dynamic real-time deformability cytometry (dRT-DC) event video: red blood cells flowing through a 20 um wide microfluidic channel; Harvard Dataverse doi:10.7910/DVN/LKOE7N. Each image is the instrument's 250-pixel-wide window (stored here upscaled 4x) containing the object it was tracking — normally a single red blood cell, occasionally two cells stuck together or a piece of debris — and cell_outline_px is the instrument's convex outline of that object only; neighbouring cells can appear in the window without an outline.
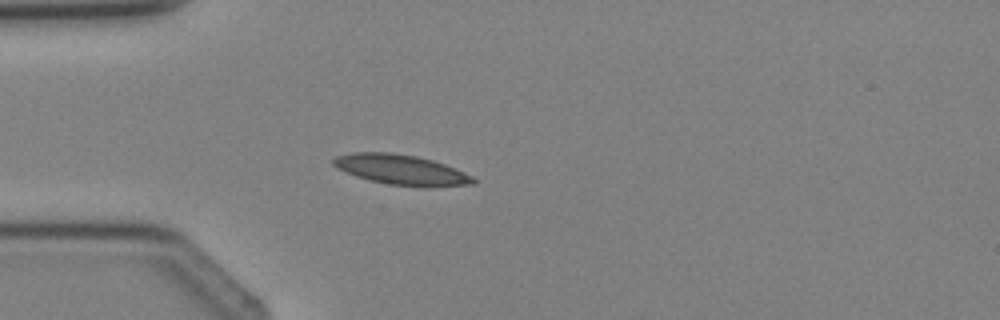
{"species": "Egyptian fruit bat (a non-hibernating species)", "species_latin": "Rousettus aegyptiacus", "temperature_condition": "cold", "stored_images_in_passage": 2, "camera_frame_rate_fps": 3000, "um_per_image_px": 0.085, "animal": {"sex": "female"}, "frame": {"image": 1, "passage_image": 2, "time_ms": 1.333, "image_size_px": [1000, 320], "cell_outline_px": [[476, 184], [388, 184], [368, 180], [356, 176], [336, 168], [332, 164], [332, 160], [336, 156], [352, 152], [392, 152], [416, 156], [432, 160], [444, 164], [464, 172], [472, 176], [476, 180]], "centroid_in_image_um": [33.98, 14.37], "position_along_channel_um": 51.0, "area_um2": 23.58}}